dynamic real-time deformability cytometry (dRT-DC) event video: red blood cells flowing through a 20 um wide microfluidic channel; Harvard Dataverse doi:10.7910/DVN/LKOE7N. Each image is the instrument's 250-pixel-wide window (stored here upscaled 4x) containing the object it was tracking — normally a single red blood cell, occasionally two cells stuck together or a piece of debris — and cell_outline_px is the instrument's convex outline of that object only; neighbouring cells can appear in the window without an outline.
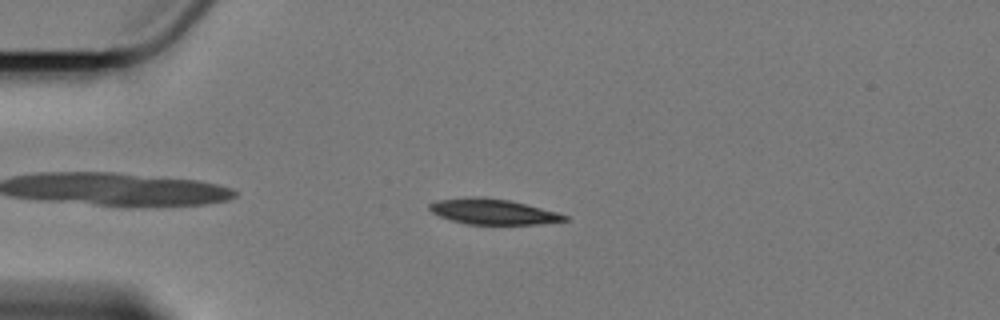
{"species": "Egyptian fruit bat (a non-hibernating species)", "species_latin": "Rousettus aegyptiacus", "temperature_condition": "cold", "stored_images_in_passage": 49, "camera_frame_rate_fps": 3000, "um_per_image_px": 0.085, "animal": {"sex": "female"}, "frame": {"image": 1, "passage_image": 5, "time_ms": 1.333, "image_size_px": [1000, 320], "cell_outline_px": [[568, 220], [536, 224], [468, 224], [452, 220], [440, 216], [432, 212], [428, 208], [428, 204], [436, 200], [468, 196], [484, 196], [508, 200], [556, 212], [568, 216]], "centroid_in_image_um": [41.84, 17.97], "position_along_channel_um": 43.2, "area_um2": 19.94}}
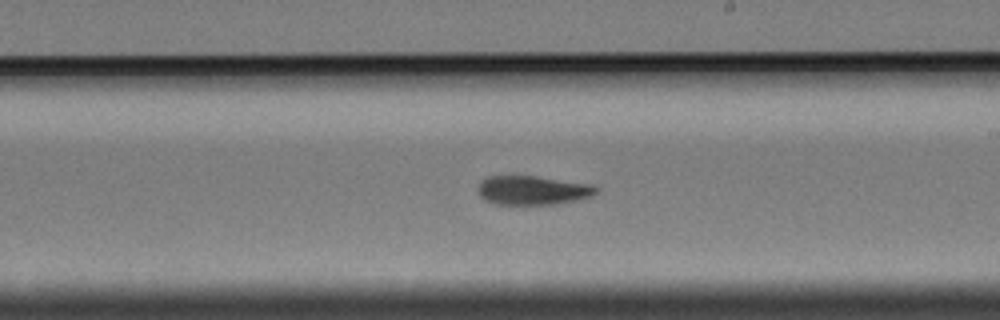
{"frame": {"image": 2, "passage_image": 25, "time_ms": 8.0, "image_size_px": [1000, 320], "cell_outline_px": [[600, 188], [592, 196], [576, 200], [556, 204], [492, 204], [484, 200], [480, 196], [476, 188], [480, 180], [488, 176], [536, 176], [592, 184]], "centroid_in_image_um": [45.24, 16.17], "position_along_channel_um": 243.8, "area_um2": 20.23}}
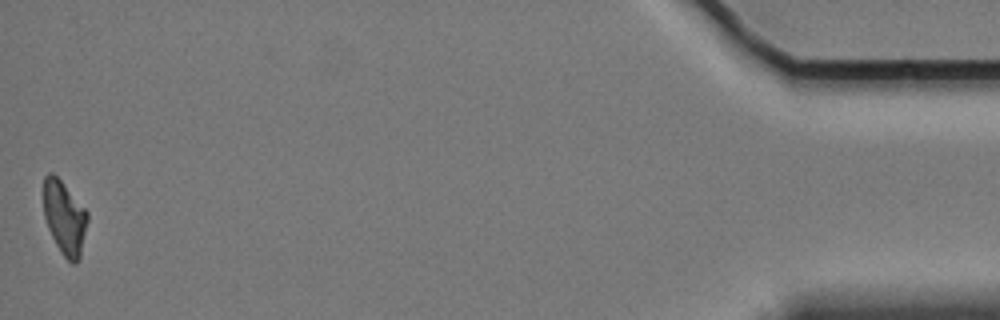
{"frame": {"image": 3, "passage_image": 49, "time_ms": 16.0, "image_size_px": [1000, 320], "cell_outline_px": [[88, 220], [80, 256], [76, 264], [72, 264], [60, 252], [48, 228], [44, 216], [44, 176], [48, 172], [52, 172], [60, 180], [88, 212]], "centroid_in_image_um": [5.48, 18.52], "position_along_channel_um": 429.7, "area_um2": 18.67}, "authors_computed_cell_mechanics": {"area_um2": 20.4034, "velocity_mm_per_s": 3.4033, "shape_relaxation_time_tau1_ms": 3.5518, "shape_relaxation_time_tau2_ms": 8.9962, "deformation_change_tau1": 0.1307, "deformation_change_tau2": 0.1414}}